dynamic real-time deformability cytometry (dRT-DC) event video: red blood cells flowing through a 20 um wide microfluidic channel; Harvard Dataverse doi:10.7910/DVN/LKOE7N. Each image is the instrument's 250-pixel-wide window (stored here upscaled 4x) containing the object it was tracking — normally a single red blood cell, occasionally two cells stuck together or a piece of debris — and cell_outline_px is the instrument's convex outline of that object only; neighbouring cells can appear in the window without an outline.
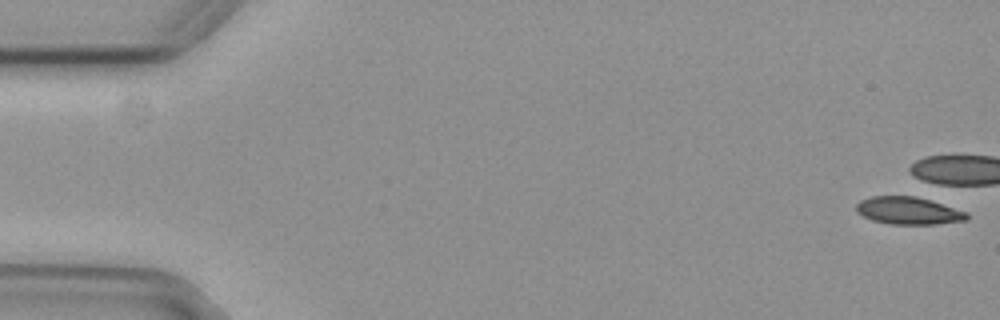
{"species": "common noctule bat (a hibernating species)", "species_latin": "Nyctalus noctula", "temperature_condition": "cold", "stored_images_in_passage": 1, "camera_frame_rate_fps": 3000, "um_per_image_px": 0.085, "animal": {"sex": "female", "body_mass_g": 29.2, "forearm_length_mm": 56.3}, "frame": {"image": 1, "passage_image": 1, "time_ms": 0.0, "image_size_px": [1000, 320], "cell_outline_px": [[968, 220], [936, 224], [892, 224], [872, 220], [856, 212], [856, 204], [860, 200], [872, 196], [916, 196], [968, 212]], "centroid_in_image_um": [77.21, 17.91], "position_along_channel_um": 7.8, "area_um2": 17.63}}